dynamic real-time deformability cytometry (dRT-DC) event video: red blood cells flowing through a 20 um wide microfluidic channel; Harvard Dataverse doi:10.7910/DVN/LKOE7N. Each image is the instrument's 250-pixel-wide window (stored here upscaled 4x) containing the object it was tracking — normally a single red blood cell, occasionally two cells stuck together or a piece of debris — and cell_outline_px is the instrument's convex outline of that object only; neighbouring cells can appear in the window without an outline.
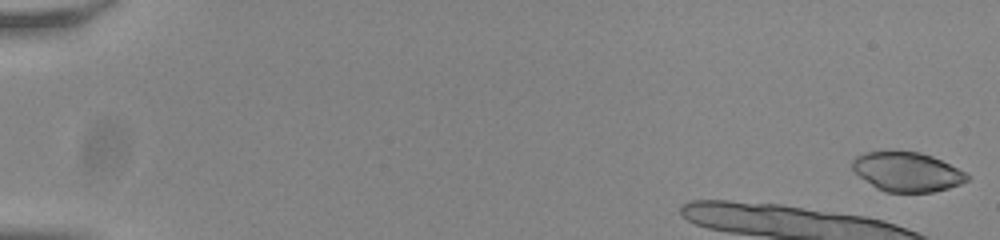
{"species": "common noctule bat (a hibernating species)", "species_latin": "Nyctalus noctula", "temperature_condition": "room temperature", "stored_images_in_passage": 10, "camera_frame_rate_fps": 3000, "um_per_image_px": 0.085, "animal": {"sex": "male", "body_mass_g": 20.0, "forearm_length_mm": 53.3}, "frame": {"image": 1, "passage_image": 1, "time_ms": 0.0, "image_size_px": [1000, 240], "cell_outline_px": [[972, 176], [968, 180], [960, 184], [948, 188], [932, 192], [884, 192], [876, 188], [860, 176], [852, 168], [852, 160], [856, 156], [864, 152], [892, 148], [920, 152], [932, 156]], "centroid_in_image_um": [77.06, 14.56], "position_along_channel_um": 7.9, "area_um2": 26.82}}